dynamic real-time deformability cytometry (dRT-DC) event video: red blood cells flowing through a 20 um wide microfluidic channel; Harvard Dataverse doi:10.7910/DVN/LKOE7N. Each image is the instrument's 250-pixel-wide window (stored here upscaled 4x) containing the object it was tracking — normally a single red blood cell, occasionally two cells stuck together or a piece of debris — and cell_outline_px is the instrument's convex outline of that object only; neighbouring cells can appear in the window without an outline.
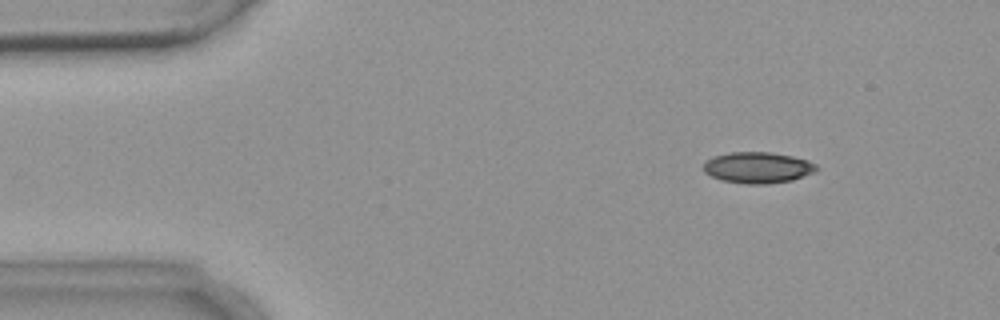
{"species": "common noctule bat (a hibernating species)", "species_latin": "Nyctalus noctula", "temperature_condition": "warm", "stored_images_in_passage": 4, "camera_frame_rate_fps": 3000, "um_per_image_px": 0.085, "animal": {"sex": "female", "body_mass_g": 18.4}, "frame": {"image": 1, "passage_image": 2, "time_ms": 1.0, "image_size_px": [1000, 320], "cell_outline_px": [[820, 168], [816, 172], [792, 180], [768, 184], [748, 184], [724, 180], [712, 176], [704, 172], [704, 160], [712, 156], [728, 152], [772, 152], [792, 156], [808, 160], [816, 164]], "centroid_in_image_um": [64.43, 14.23], "position_along_channel_um": 20.6, "area_um2": 20.69}}
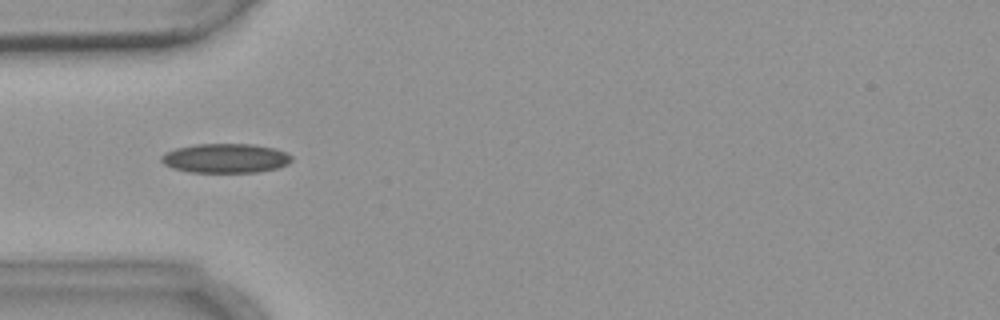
{"frame": {"image": 2, "passage_image": 4, "time_ms": 4.333, "image_size_px": [1000, 320], "cell_outline_px": [[292, 160], [288, 164], [276, 168], [256, 172], [188, 172], [172, 168], [164, 164], [160, 160], [160, 156], [164, 152], [176, 148], [196, 144], [252, 144], [276, 148], [292, 156]], "centroid_in_image_um": [19.14, 13.45], "position_along_channel_um": 65.9, "area_um2": 22.37}}